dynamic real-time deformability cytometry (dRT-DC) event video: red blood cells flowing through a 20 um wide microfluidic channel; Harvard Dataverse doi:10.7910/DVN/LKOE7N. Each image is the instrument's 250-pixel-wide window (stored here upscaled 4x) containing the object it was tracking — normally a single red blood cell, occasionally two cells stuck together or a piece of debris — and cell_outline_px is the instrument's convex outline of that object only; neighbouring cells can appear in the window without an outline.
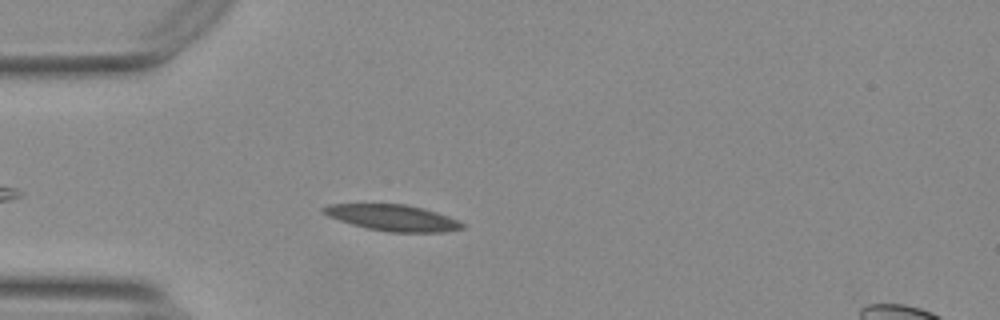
{"species": "Egyptian fruit bat (a non-hibernating species)", "species_latin": "Rousettus aegyptiacus", "temperature_condition": "warm", "stored_images_in_passage": 33, "camera_frame_rate_fps": 3000, "um_per_image_px": 0.085, "animal": {"sex": "female"}, "frame": {"image": 1, "passage_image": 3, "time_ms": 0.667, "image_size_px": [1000, 320], "cell_outline_px": [[464, 228], [444, 232], [388, 232], [368, 228], [352, 224], [328, 216], [320, 212], [320, 208], [328, 204], [404, 204], [424, 208], [448, 216], [464, 224]], "centroid_in_image_um": [33.35, 18.5], "position_along_channel_um": 51.6, "area_um2": 21.1}}
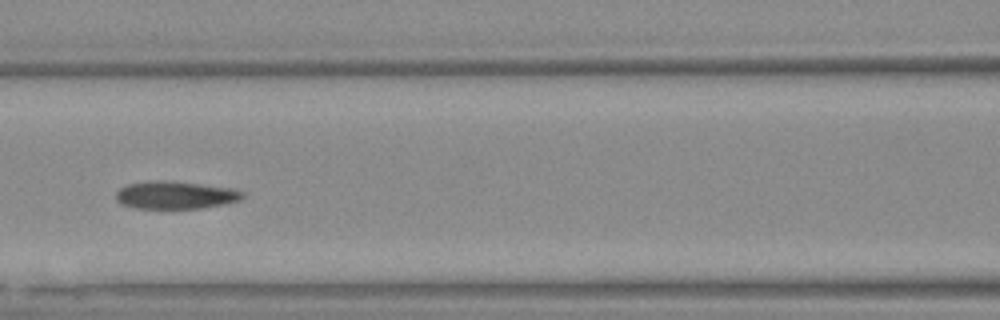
{"frame": {"image": 2, "passage_image": 12, "time_ms": 3.667, "image_size_px": [1000, 320], "cell_outline_px": [[244, 196], [240, 200], [224, 204], [200, 208], [136, 208], [120, 204], [116, 200], [116, 192], [120, 188], [128, 184], [156, 180], [164, 180], [236, 188], [244, 192]], "centroid_in_image_um": [14.92, 16.58], "position_along_channel_um": 151.7, "area_um2": 20.46}}
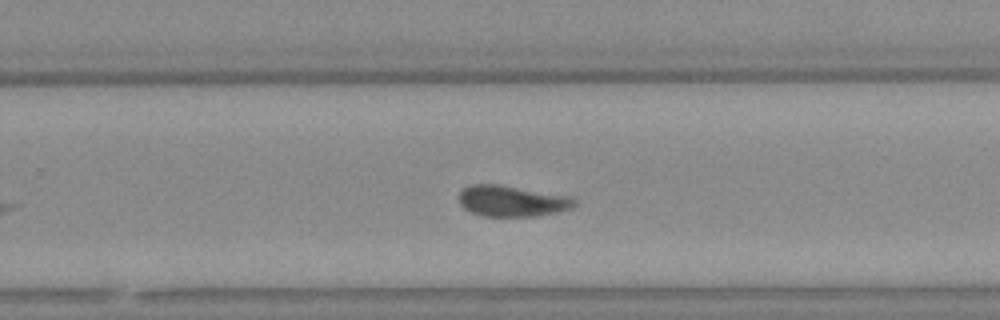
{"frame": {"image": 3, "passage_image": 23, "time_ms": 7.333, "image_size_px": [1000, 320], "cell_outline_px": [[576, 204], [572, 208], [556, 212], [536, 216], [480, 216], [464, 208], [460, 204], [460, 192], [464, 188], [472, 184], [496, 184], [572, 196], [576, 200]], "centroid_in_image_um": [43.54, 17.09], "position_along_channel_um": 286.3, "area_um2": 20.81}, "authors_computed_cell_mechanics": {"area_um2": 21.0392, "velocity_mm_per_s": 3.6964, "shape_relaxation_time_tau1_ms": null, "shape_relaxation_time_tau2_ms": 3.9766, "deformation_change_tau1": null, "deformation_change_tau2": 0.1016}}